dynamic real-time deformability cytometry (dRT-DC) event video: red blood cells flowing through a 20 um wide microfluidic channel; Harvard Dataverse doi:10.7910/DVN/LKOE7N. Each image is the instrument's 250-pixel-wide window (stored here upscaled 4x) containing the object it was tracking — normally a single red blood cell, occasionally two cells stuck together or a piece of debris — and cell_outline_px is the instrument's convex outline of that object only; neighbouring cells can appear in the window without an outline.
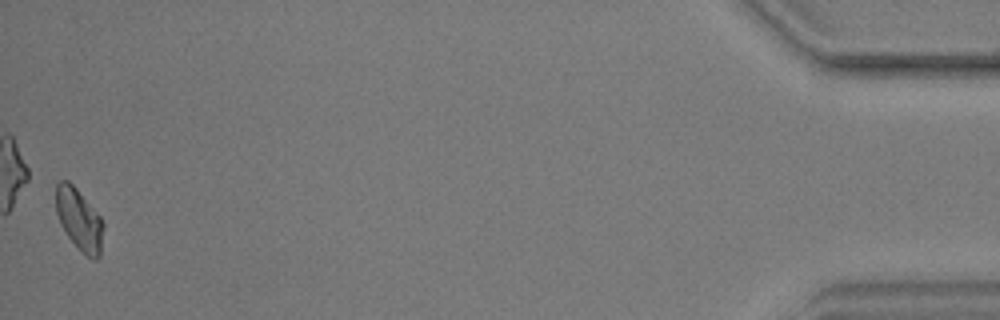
{"species": "common noctule bat (a hibernating species)", "species_latin": "Nyctalus noctula", "temperature_condition": "warm", "stored_images_in_passage": 40, "camera_frame_rate_fps": 3000, "um_per_image_px": 0.085, "animal": {"sex": "male", "body_mass_g": 17.9, "forearm_length_mm": 54.2}, "frame": {"image": 1, "passage_image": 40, "time_ms": 13.0, "image_size_px": [1000, 320], "cell_outline_px": [[104, 228], [100, 256], [96, 260], [92, 260], [68, 236], [60, 224], [56, 212], [56, 184], [60, 180], [68, 180], [76, 188], [100, 216], [104, 224]], "centroid_in_image_um": [6.74, 18.64], "position_along_channel_um": 428.5, "area_um2": 16.88}}